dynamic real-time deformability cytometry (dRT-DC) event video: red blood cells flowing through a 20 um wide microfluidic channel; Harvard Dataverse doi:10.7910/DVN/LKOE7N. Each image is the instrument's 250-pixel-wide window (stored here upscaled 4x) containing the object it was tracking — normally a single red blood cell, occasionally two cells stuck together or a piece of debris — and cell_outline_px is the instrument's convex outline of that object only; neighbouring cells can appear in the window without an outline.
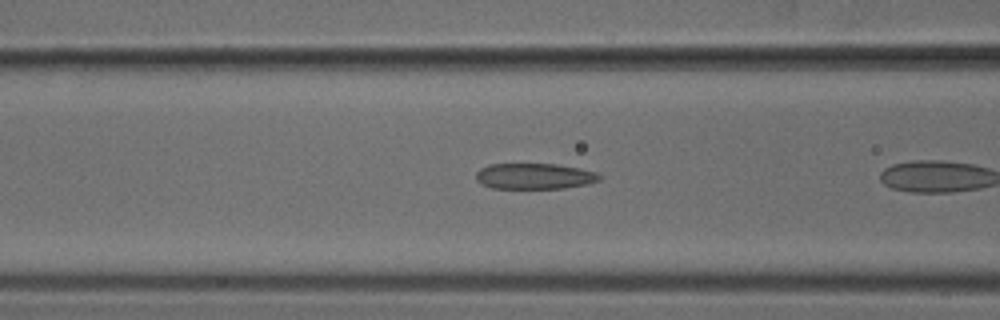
{"species": "common noctule bat (a hibernating species)", "species_latin": "Nyctalus noctula", "temperature_condition": "cold", "stored_images_in_passage": 8, "camera_frame_rate_fps": 3000, "um_per_image_px": 0.085, "animal": {"sex": "male", "body_mass_g": 18.8}, "frame": {"image": 1, "passage_image": 6, "time_ms": 1.667, "image_size_px": [1000, 320], "cell_outline_px": [[600, 180], [588, 184], [564, 188], [492, 188], [480, 184], [476, 180], [476, 172], [480, 168], [488, 164], [556, 164], [580, 168], [596, 172], [600, 176]], "centroid_in_image_um": [45.4, 14.97], "position_along_channel_um": 121.2, "area_um2": 18.67}}